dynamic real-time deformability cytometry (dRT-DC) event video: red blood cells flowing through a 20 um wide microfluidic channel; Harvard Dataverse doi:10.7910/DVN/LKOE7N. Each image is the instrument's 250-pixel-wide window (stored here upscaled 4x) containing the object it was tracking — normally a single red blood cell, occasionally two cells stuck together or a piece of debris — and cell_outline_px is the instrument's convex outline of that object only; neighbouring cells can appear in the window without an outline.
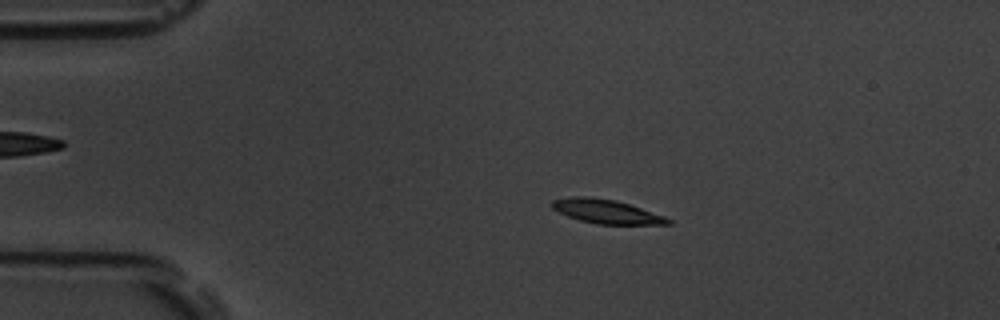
{"species": "common noctule bat (a hibernating species)", "species_latin": "Nyctalus noctula", "temperature_condition": "room temperature", "stored_images_in_passage": 57, "camera_frame_rate_fps": 3000, "um_per_image_px": 0.085, "animal": {"sex": "male", "body_mass_g": 19.5, "forearm_length_mm": 54.6}, "frame": {"image": 1, "passage_image": 11, "time_ms": 3.333, "image_size_px": [1000, 320], "cell_outline_px": [[672, 224], [596, 224], [580, 220], [568, 216], [552, 208], [552, 200], [568, 196], [592, 196], [616, 200], [664, 216], [672, 220]], "centroid_in_image_um": [51.51, 17.96], "position_along_channel_um": 33.5, "area_um2": 16.13}}
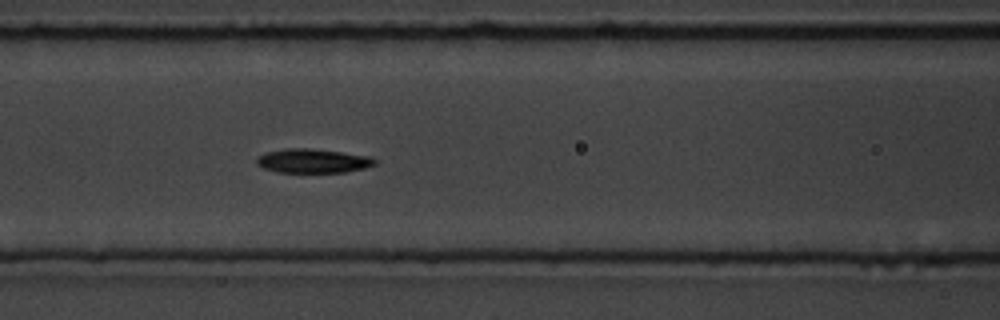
{"frame": {"image": 2, "passage_image": 24, "time_ms": 7.667, "image_size_px": [1000, 320], "cell_outline_px": [[376, 164], [364, 168], [344, 172], [276, 172], [264, 168], [256, 164], [256, 160], [260, 156], [268, 152], [284, 148], [308, 148], [340, 152], [368, 156], [376, 160]], "centroid_in_image_um": [26.58, 13.68], "position_along_channel_um": 140.0, "area_um2": 16.36}}
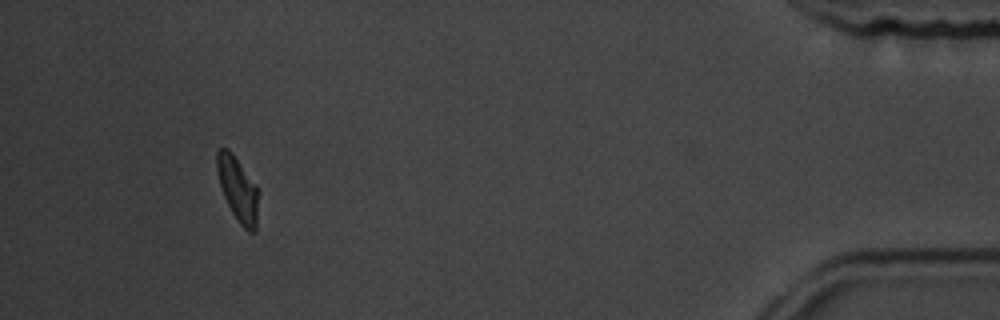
{"frame": {"image": 3, "passage_image": 53, "time_ms": 17.333, "image_size_px": [1000, 320], "cell_outline_px": [[260, 192], [256, 232], [248, 232], [240, 224], [232, 212], [224, 196], [220, 184], [216, 168], [216, 152], [220, 148], [228, 148], [232, 152], [256, 184]], "centroid_in_image_um": [20.25, 16.08], "position_along_channel_um": 414.9, "area_um2": 15.9}, "authors_computed_cell_mechanics": {"area_um2": 16.184, "velocity_mm_per_s": 3.5385, "shape_relaxation_time_tau1_ms": 2.5816, "shape_relaxation_time_tau2_ms": 5.6023, "deformation_change_tau1": 0.1515, "deformation_change_tau2": 0.116}}